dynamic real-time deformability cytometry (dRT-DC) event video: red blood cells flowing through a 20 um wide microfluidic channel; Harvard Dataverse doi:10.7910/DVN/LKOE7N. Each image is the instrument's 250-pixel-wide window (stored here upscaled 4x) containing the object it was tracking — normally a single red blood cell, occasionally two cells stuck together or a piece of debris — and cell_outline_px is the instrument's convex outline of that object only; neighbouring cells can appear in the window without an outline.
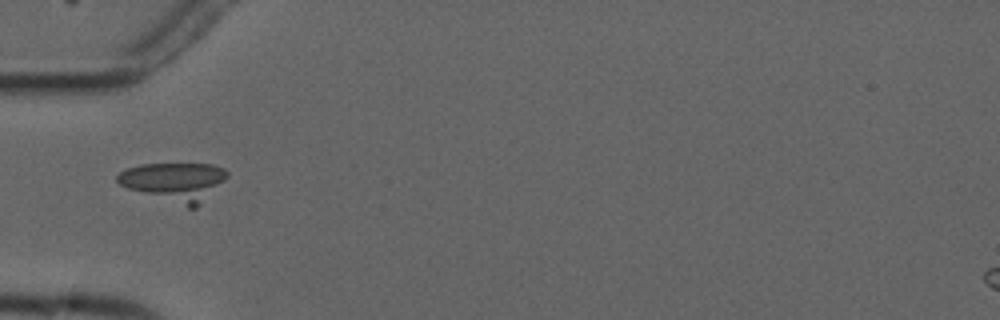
{"species": "common noctule bat (a hibernating species)", "species_latin": "Nyctalus noctula", "temperature_condition": "cold", "stored_images_in_passage": 6, "camera_frame_rate_fps": 3000, "um_per_image_px": 0.085, "animal": {"sex": "male", "forearm_length_mm": 52.5}, "frame": {"image": 1, "passage_image": 4, "time_ms": 6.0, "image_size_px": [1000, 320], "cell_outline_px": [[228, 176], [196, 208], [188, 208], [128, 188], [120, 184], [116, 180], [116, 176], [120, 172], [128, 168], [140, 164], [212, 164], [224, 168], [228, 172]], "centroid_in_image_um": [14.83, 15.44], "position_along_channel_um": 70.2, "area_um2": 24.39}}
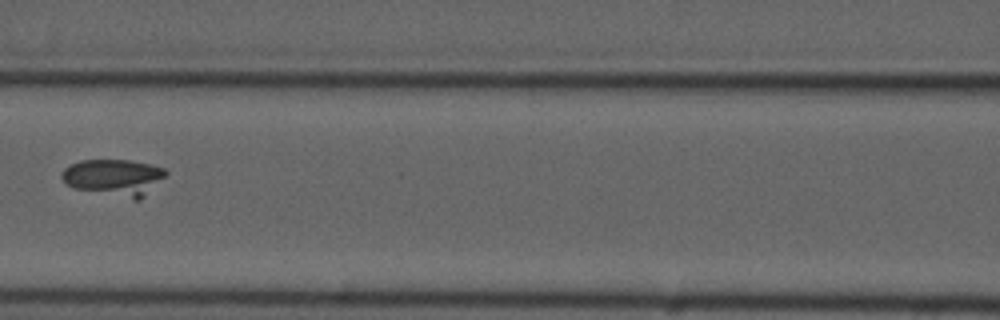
{"frame": {"image": 2, "passage_image": 6, "time_ms": 8.333, "image_size_px": [1000, 320], "cell_outline_px": [[168, 172], [140, 200], [132, 200], [76, 188], [64, 184], [60, 176], [64, 168], [80, 160], [128, 160], [152, 164], [164, 168]], "centroid_in_image_um": [9.67, 15.08], "position_along_channel_um": 156.9, "area_um2": 22.2}}